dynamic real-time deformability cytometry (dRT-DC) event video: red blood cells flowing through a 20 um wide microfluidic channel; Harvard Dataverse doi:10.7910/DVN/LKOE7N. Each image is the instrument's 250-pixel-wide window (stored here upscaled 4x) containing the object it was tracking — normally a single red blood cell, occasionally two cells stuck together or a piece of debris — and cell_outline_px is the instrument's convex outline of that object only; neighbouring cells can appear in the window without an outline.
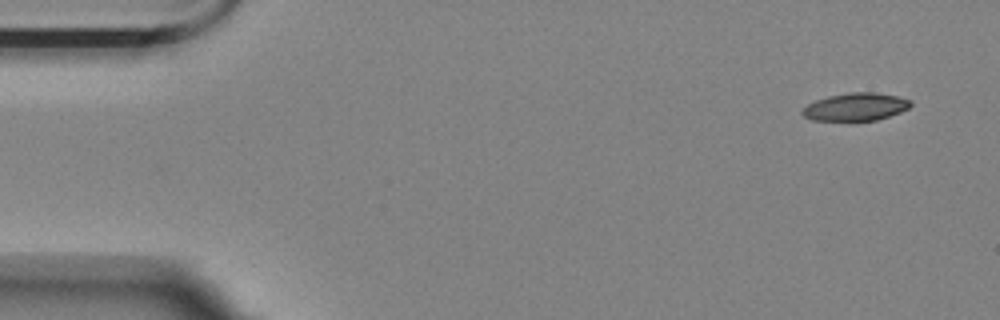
{"species": "Egyptian fruit bat (a non-hibernating species)", "species_latin": "Rousettus aegyptiacus", "temperature_condition": "room temperature", "stored_images_in_passage": 54, "camera_frame_rate_fps": 3000, "um_per_image_px": 0.085, "animal": {"sex": "female"}, "frame": {"image": 1, "passage_image": 1, "time_ms": 0.0, "image_size_px": [1000, 320], "cell_outline_px": [[912, 104], [908, 108], [900, 112], [876, 120], [812, 120], [804, 116], [800, 112], [808, 104], [816, 100], [828, 96], [848, 92], [876, 92], [900, 96], [912, 100]], "centroid_in_image_um": [72.76, 9.06], "position_along_channel_um": 12.2, "area_um2": 17.51}}
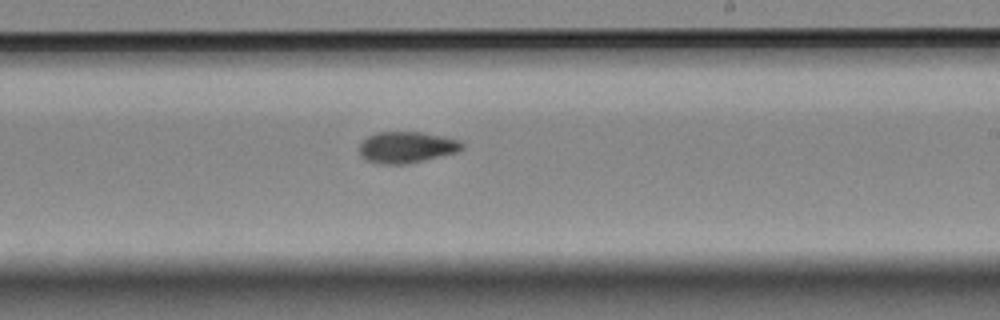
{"frame": {"image": 2, "passage_image": 31, "time_ms": 10.0, "image_size_px": [1000, 320], "cell_outline_px": [[464, 148], [456, 152], [408, 164], [380, 164], [364, 160], [360, 156], [360, 144], [368, 136], [376, 132], [420, 132], [460, 140], [464, 144]], "centroid_in_image_um": [34.54, 12.52], "position_along_channel_um": 254.5, "area_um2": 18.73}}
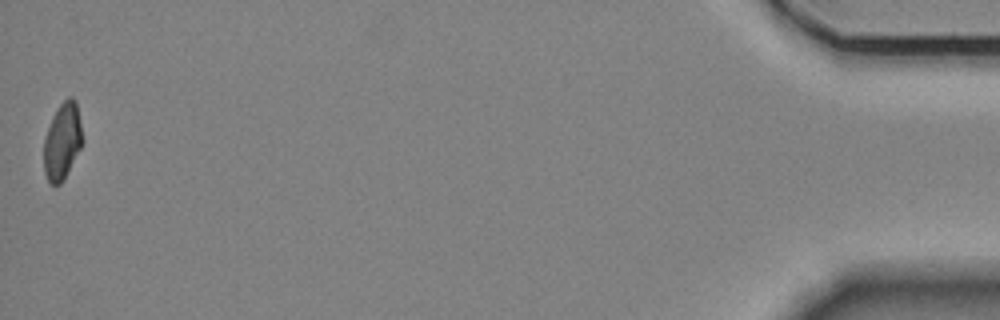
{"frame": {"image": 3, "passage_image": 54, "time_ms": 17.667, "image_size_px": [1000, 320], "cell_outline_px": [[84, 140], [64, 180], [60, 184], [52, 184], [48, 180], [44, 172], [44, 140], [52, 116], [60, 104], [68, 96], [72, 96], [76, 100]], "centroid_in_image_um": [5.31, 11.98], "position_along_channel_um": 429.9, "area_um2": 17.28}, "authors_computed_cell_mechanics": {"area_um2": 18.5827, "velocity_mm_per_s": 3.5165, "shape_relaxation_time_tau1_ms": 10.2861, "shape_relaxation_time_tau2_ms": 6.1183, "deformation_change_tau1": 0.1646, "deformation_change_tau2": 0.1042}}